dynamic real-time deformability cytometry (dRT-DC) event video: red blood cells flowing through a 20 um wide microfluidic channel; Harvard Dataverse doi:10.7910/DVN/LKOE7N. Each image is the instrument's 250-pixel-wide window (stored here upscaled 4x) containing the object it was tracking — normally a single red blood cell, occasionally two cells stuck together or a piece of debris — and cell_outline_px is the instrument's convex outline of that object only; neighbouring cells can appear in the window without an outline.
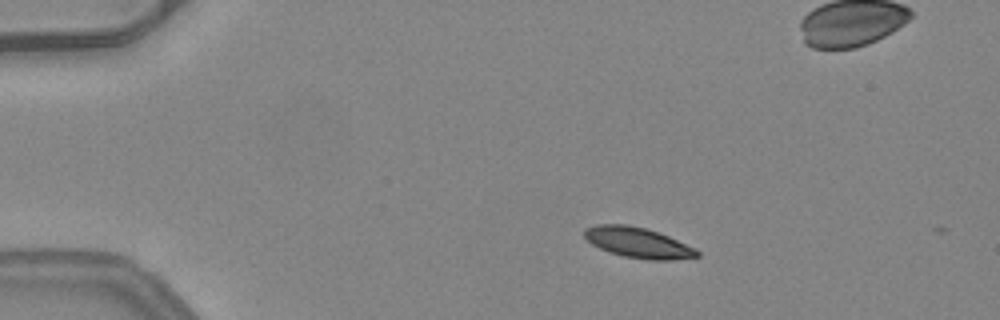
{"species": "common noctule bat (a hibernating species)", "species_latin": "Nyctalus noctula", "temperature_condition": "warm", "stored_images_in_passage": 11, "camera_frame_rate_fps": 3000, "um_per_image_px": 0.085, "animal": {"sex": "female", "body_mass_g": 24.6, "forearm_length_mm": 56.2}, "frame": {"image": 1, "passage_image": 9, "time_ms": 2.667, "image_size_px": [1000, 320], "cell_outline_px": [[700, 256], [672, 260], [648, 260], [624, 256], [608, 252], [592, 244], [584, 236], [584, 228], [596, 224], [628, 224], [644, 228], [668, 236], [696, 248], [700, 252]], "centroid_in_image_um": [54.23, 20.62], "position_along_channel_um": 30.8, "area_um2": 20.0}}